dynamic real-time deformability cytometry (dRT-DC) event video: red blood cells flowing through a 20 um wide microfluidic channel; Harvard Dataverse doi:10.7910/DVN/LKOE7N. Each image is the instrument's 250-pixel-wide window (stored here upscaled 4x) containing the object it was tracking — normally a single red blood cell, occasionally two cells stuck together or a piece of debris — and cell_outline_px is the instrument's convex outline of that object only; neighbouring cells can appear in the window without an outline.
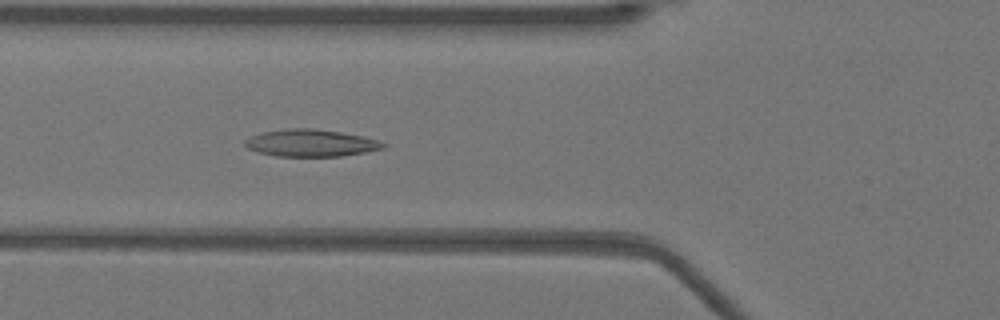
{"species": "Egyptian fruit bat (a non-hibernating species)", "species_latin": "Rousettus aegyptiacus", "temperature_condition": "warm", "stored_images_in_passage": 38, "camera_frame_rate_fps": 3000, "um_per_image_px": 0.085, "animal": {"sex": "female"}, "frame": {"image": 1, "passage_image": 8, "time_ms": 2.333, "image_size_px": [1000, 320], "cell_outline_px": [[388, 144], [384, 148], [364, 152], [340, 156], [276, 156], [260, 152], [248, 148], [244, 144], [244, 140], [260, 132], [288, 128], [312, 128], [340, 132], [364, 136]], "centroid_in_image_um": [26.41, 12.14], "position_along_channel_um": 99.4, "area_um2": 21.73}}
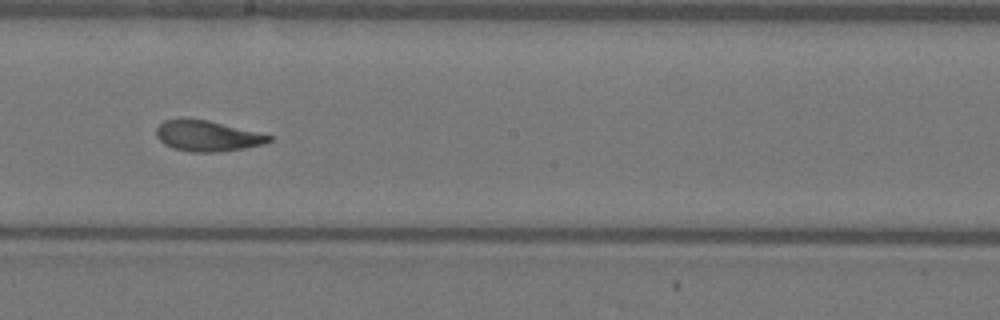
{"frame": {"image": 2, "passage_image": 18, "time_ms": 5.667, "image_size_px": [1000, 320], "cell_outline_px": [[276, 136], [272, 140], [264, 144], [244, 148], [220, 152], [192, 152], [172, 148], [164, 144], [156, 136], [156, 128], [164, 120], [208, 120]], "centroid_in_image_um": [17.68, 11.57], "position_along_channel_um": 230.5, "area_um2": 20.06}}
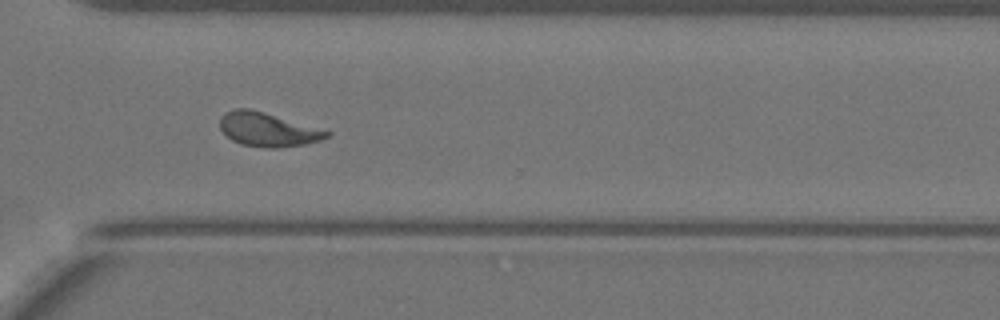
{"frame": {"image": 3, "passage_image": 27, "time_ms": 8.667, "image_size_px": [1000, 320], "cell_outline_px": [[332, 132], [328, 136], [320, 140], [304, 144], [280, 148], [264, 148], [240, 144], [232, 140], [220, 128], [220, 120], [228, 112], [236, 108], [248, 108], [264, 112]], "centroid_in_image_um": [22.76, 11.02], "position_along_channel_um": 347.8, "area_um2": 20.75}, "authors_computed_cell_mechanics": {"area_um2": 20.7213, "velocity_mm_per_s": 3.9181, "shape_relaxation_time_tau1_ms": 7.2139, "shape_relaxation_time_tau2_ms": 1.6995, "deformation_change_tau1": 0.2424, "deformation_change_tau2": 0.0904}}